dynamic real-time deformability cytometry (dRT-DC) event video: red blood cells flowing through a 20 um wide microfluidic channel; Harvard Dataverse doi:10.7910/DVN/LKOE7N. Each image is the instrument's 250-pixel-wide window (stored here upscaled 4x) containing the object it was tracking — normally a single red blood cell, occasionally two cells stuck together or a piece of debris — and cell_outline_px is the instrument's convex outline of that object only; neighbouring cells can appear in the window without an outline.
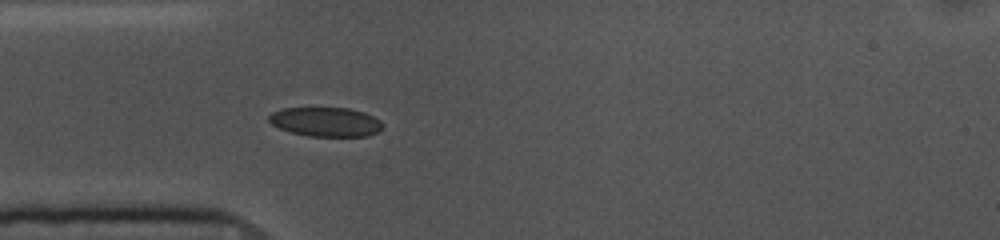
{"species": "common noctule bat (a hibernating species)", "species_latin": "Nyctalus noctula", "temperature_condition": "cold", "stored_images_in_passage": 40, "camera_frame_rate_fps": 3000, "um_per_image_px": 0.085, "animal": {"sex": "female", "body_mass_g": 10.0, "forearm_length_mm": 53.1}, "frame": {"image": 1, "passage_image": 1, "time_ms": 0.0, "image_size_px": [1000, 240], "cell_outline_px": [[384, 128], [380, 132], [368, 136], [308, 136], [292, 132], [280, 128], [272, 124], [268, 120], [268, 116], [272, 112], [280, 108], [348, 108], [364, 112], [380, 120], [384, 124]], "centroid_in_image_um": [27.72, 10.36], "position_along_channel_um": 57.3, "area_um2": 19.54}}
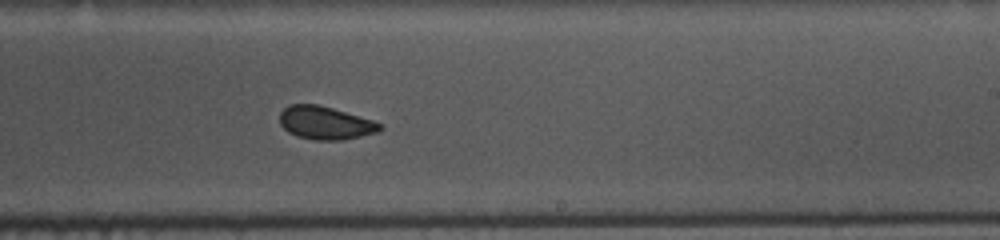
{"frame": {"image": 2, "passage_image": 18, "time_ms": 5.667, "image_size_px": [1000, 240], "cell_outline_px": [[384, 128], [376, 132], [360, 136], [340, 140], [316, 140], [296, 136], [288, 132], [280, 124], [280, 112], [288, 104], [320, 104], [372, 120], [384, 124]], "centroid_in_image_um": [27.64, 10.44], "position_along_channel_um": 261.4, "area_um2": 19.36}}
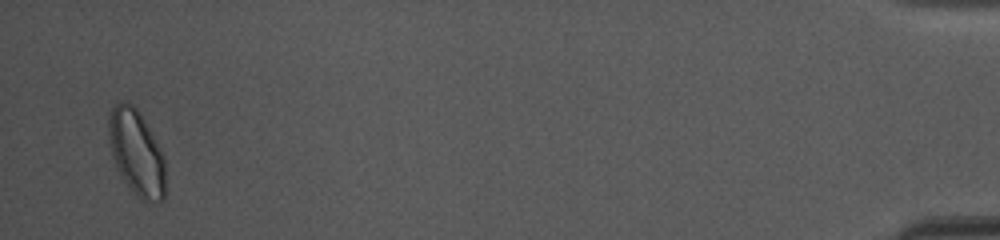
{"frame": {"image": 3, "passage_image": 39, "time_ms": 12.667, "image_size_px": [1000, 240], "cell_outline_px": [[164, 200], [140, 200], [128, 188], [120, 176], [112, 156], [108, 140], [108, 120], [112, 108], [120, 100], [124, 100], [132, 104], [140, 112], [160, 148], [164, 156]], "centroid_in_image_um": [11.57, 12.96], "position_along_channel_um": 423.6, "area_um2": 28.38}, "authors_computed_cell_mechanics": {"area_um2": 20.0566, "velocity_mm_per_s": 3.6198, "shape_relaxation_time_tau1_ms": null, "shape_relaxation_time_tau2_ms": 1.6247, "deformation_change_tau1": null, "deformation_change_tau2": 0.0688}}